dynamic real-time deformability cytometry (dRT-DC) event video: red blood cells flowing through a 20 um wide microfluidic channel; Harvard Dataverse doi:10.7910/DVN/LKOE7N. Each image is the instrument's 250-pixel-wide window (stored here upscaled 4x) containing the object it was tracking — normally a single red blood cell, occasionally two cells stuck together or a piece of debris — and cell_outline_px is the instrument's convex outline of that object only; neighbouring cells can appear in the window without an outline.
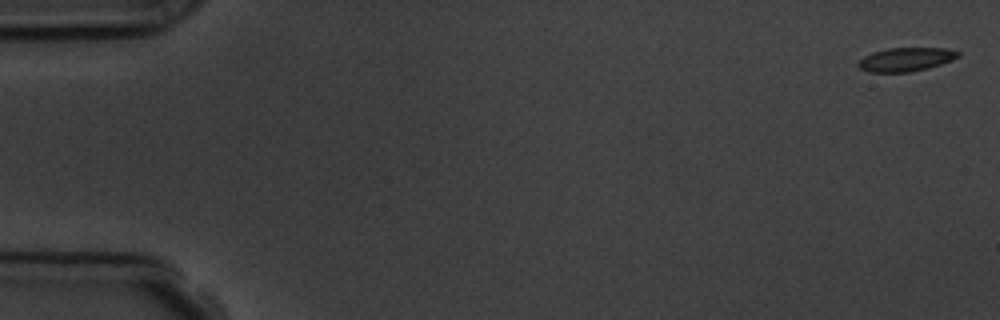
{"species": "common noctule bat (a hibernating species)", "species_latin": "Nyctalus noctula", "temperature_condition": "room temperature", "stored_images_in_passage": 6, "camera_frame_rate_fps": 3000, "um_per_image_px": 0.085, "animal": {"sex": "male", "body_mass_g": 19.5, "forearm_length_mm": 54.6}, "frame": {"image": 1, "passage_image": 1, "time_ms": 0.0, "image_size_px": [1000, 320], "cell_outline_px": [[960, 56], [952, 60], [928, 68], [912, 72], [868, 72], [860, 68], [856, 64], [864, 56], [872, 52], [888, 48], [944, 48], [960, 52]], "centroid_in_image_um": [76.99, 5.05], "position_along_channel_um": 8.0, "area_um2": 13.81}}
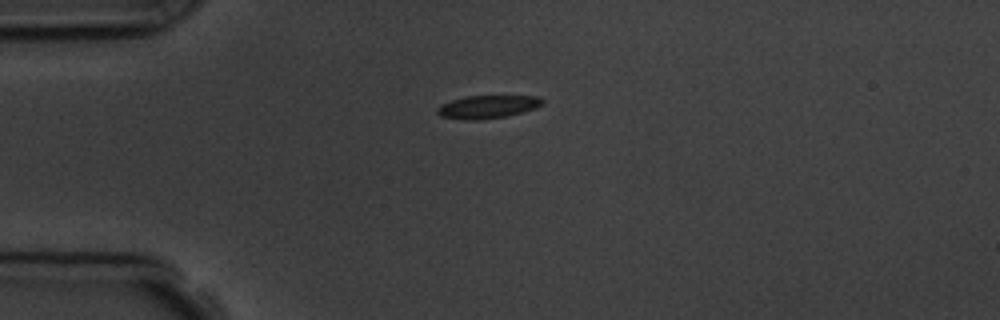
{"frame": {"image": 2, "passage_image": 4, "time_ms": 4.333, "image_size_px": [1000, 320], "cell_outline_px": [[544, 100], [536, 108], [508, 116], [480, 120], [464, 120], [440, 116], [436, 112], [436, 108], [452, 100], [464, 96], [540, 96]], "centroid_in_image_um": [41.44, 9.08], "position_along_channel_um": 43.6, "area_um2": 14.1}}